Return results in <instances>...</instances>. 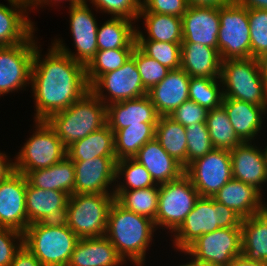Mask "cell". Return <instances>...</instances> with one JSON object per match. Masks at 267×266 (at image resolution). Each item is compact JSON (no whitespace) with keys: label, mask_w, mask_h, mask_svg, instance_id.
Masks as SVG:
<instances>
[{"label":"cell","mask_w":267,"mask_h":266,"mask_svg":"<svg viewBox=\"0 0 267 266\" xmlns=\"http://www.w3.org/2000/svg\"><path fill=\"white\" fill-rule=\"evenodd\" d=\"M49 47L45 56L41 55L40 44L34 52L30 84L34 120H46L51 114L67 109L90 90L85 66L53 44Z\"/></svg>","instance_id":"obj_1"},{"label":"cell","mask_w":267,"mask_h":266,"mask_svg":"<svg viewBox=\"0 0 267 266\" xmlns=\"http://www.w3.org/2000/svg\"><path fill=\"white\" fill-rule=\"evenodd\" d=\"M156 230L149 218L124 209L116 201L111 204L105 237L126 264L130 261L133 266H144Z\"/></svg>","instance_id":"obj_2"},{"label":"cell","mask_w":267,"mask_h":266,"mask_svg":"<svg viewBox=\"0 0 267 266\" xmlns=\"http://www.w3.org/2000/svg\"><path fill=\"white\" fill-rule=\"evenodd\" d=\"M66 148L107 124V106L89 90L67 109L46 120Z\"/></svg>","instance_id":"obj_3"},{"label":"cell","mask_w":267,"mask_h":266,"mask_svg":"<svg viewBox=\"0 0 267 266\" xmlns=\"http://www.w3.org/2000/svg\"><path fill=\"white\" fill-rule=\"evenodd\" d=\"M242 217L211 197H199L184 222L171 235L176 252L185 251L201 235L221 228H241Z\"/></svg>","instance_id":"obj_4"},{"label":"cell","mask_w":267,"mask_h":266,"mask_svg":"<svg viewBox=\"0 0 267 266\" xmlns=\"http://www.w3.org/2000/svg\"><path fill=\"white\" fill-rule=\"evenodd\" d=\"M79 237L64 221L30 224L23 245L43 266H67Z\"/></svg>","instance_id":"obj_5"},{"label":"cell","mask_w":267,"mask_h":266,"mask_svg":"<svg viewBox=\"0 0 267 266\" xmlns=\"http://www.w3.org/2000/svg\"><path fill=\"white\" fill-rule=\"evenodd\" d=\"M220 80L223 98H233L267 107V84L257 58L221 61Z\"/></svg>","instance_id":"obj_6"},{"label":"cell","mask_w":267,"mask_h":266,"mask_svg":"<svg viewBox=\"0 0 267 266\" xmlns=\"http://www.w3.org/2000/svg\"><path fill=\"white\" fill-rule=\"evenodd\" d=\"M114 194H72L64 222L79 238L103 237Z\"/></svg>","instance_id":"obj_7"},{"label":"cell","mask_w":267,"mask_h":266,"mask_svg":"<svg viewBox=\"0 0 267 266\" xmlns=\"http://www.w3.org/2000/svg\"><path fill=\"white\" fill-rule=\"evenodd\" d=\"M33 134L26 140L15 159V171L45 169L67 156V148L45 120H34Z\"/></svg>","instance_id":"obj_8"},{"label":"cell","mask_w":267,"mask_h":266,"mask_svg":"<svg viewBox=\"0 0 267 266\" xmlns=\"http://www.w3.org/2000/svg\"><path fill=\"white\" fill-rule=\"evenodd\" d=\"M200 195L190 178L183 173L178 179L159 185L155 226L174 233L192 211Z\"/></svg>","instance_id":"obj_9"},{"label":"cell","mask_w":267,"mask_h":266,"mask_svg":"<svg viewBox=\"0 0 267 266\" xmlns=\"http://www.w3.org/2000/svg\"><path fill=\"white\" fill-rule=\"evenodd\" d=\"M218 52L221 61L251 58L248 9L233 0L219 8Z\"/></svg>","instance_id":"obj_10"},{"label":"cell","mask_w":267,"mask_h":266,"mask_svg":"<svg viewBox=\"0 0 267 266\" xmlns=\"http://www.w3.org/2000/svg\"><path fill=\"white\" fill-rule=\"evenodd\" d=\"M89 8L85 0H81L75 5L69 6V25L71 36L73 38L75 52L59 38L52 41L53 45L63 53L70 56L74 61L84 65L85 67L94 58L98 51L97 46V28L98 23L94 17V13Z\"/></svg>","instance_id":"obj_11"},{"label":"cell","mask_w":267,"mask_h":266,"mask_svg":"<svg viewBox=\"0 0 267 266\" xmlns=\"http://www.w3.org/2000/svg\"><path fill=\"white\" fill-rule=\"evenodd\" d=\"M38 44L33 33L25 42L0 46V97L30 86L34 52Z\"/></svg>","instance_id":"obj_12"},{"label":"cell","mask_w":267,"mask_h":266,"mask_svg":"<svg viewBox=\"0 0 267 266\" xmlns=\"http://www.w3.org/2000/svg\"><path fill=\"white\" fill-rule=\"evenodd\" d=\"M184 173L190 178L200 197H211L233 178L229 150L214 148L191 162Z\"/></svg>","instance_id":"obj_13"},{"label":"cell","mask_w":267,"mask_h":266,"mask_svg":"<svg viewBox=\"0 0 267 266\" xmlns=\"http://www.w3.org/2000/svg\"><path fill=\"white\" fill-rule=\"evenodd\" d=\"M181 253L200 263L229 266L242 254L241 228H221L203 234Z\"/></svg>","instance_id":"obj_14"},{"label":"cell","mask_w":267,"mask_h":266,"mask_svg":"<svg viewBox=\"0 0 267 266\" xmlns=\"http://www.w3.org/2000/svg\"><path fill=\"white\" fill-rule=\"evenodd\" d=\"M90 90L107 106L115 102L136 99L148 95L131 56L119 69L101 75Z\"/></svg>","instance_id":"obj_15"},{"label":"cell","mask_w":267,"mask_h":266,"mask_svg":"<svg viewBox=\"0 0 267 266\" xmlns=\"http://www.w3.org/2000/svg\"><path fill=\"white\" fill-rule=\"evenodd\" d=\"M116 161V157H94L86 161H73L75 194H114Z\"/></svg>","instance_id":"obj_16"},{"label":"cell","mask_w":267,"mask_h":266,"mask_svg":"<svg viewBox=\"0 0 267 266\" xmlns=\"http://www.w3.org/2000/svg\"><path fill=\"white\" fill-rule=\"evenodd\" d=\"M26 176L15 171L0 182V227L24 232L29 226L26 213Z\"/></svg>","instance_id":"obj_17"},{"label":"cell","mask_w":267,"mask_h":266,"mask_svg":"<svg viewBox=\"0 0 267 266\" xmlns=\"http://www.w3.org/2000/svg\"><path fill=\"white\" fill-rule=\"evenodd\" d=\"M182 19V43H198L218 50L219 8L188 6Z\"/></svg>","instance_id":"obj_18"},{"label":"cell","mask_w":267,"mask_h":266,"mask_svg":"<svg viewBox=\"0 0 267 266\" xmlns=\"http://www.w3.org/2000/svg\"><path fill=\"white\" fill-rule=\"evenodd\" d=\"M256 144L243 142L229 151L232 176L265 194L262 185L267 182V163L262 146L258 147Z\"/></svg>","instance_id":"obj_19"},{"label":"cell","mask_w":267,"mask_h":266,"mask_svg":"<svg viewBox=\"0 0 267 266\" xmlns=\"http://www.w3.org/2000/svg\"><path fill=\"white\" fill-rule=\"evenodd\" d=\"M69 195L26 185V213L30 224L64 221Z\"/></svg>","instance_id":"obj_20"},{"label":"cell","mask_w":267,"mask_h":266,"mask_svg":"<svg viewBox=\"0 0 267 266\" xmlns=\"http://www.w3.org/2000/svg\"><path fill=\"white\" fill-rule=\"evenodd\" d=\"M190 76L181 68L170 70L167 76L149 91L159 116H169L183 102L189 100Z\"/></svg>","instance_id":"obj_21"},{"label":"cell","mask_w":267,"mask_h":266,"mask_svg":"<svg viewBox=\"0 0 267 266\" xmlns=\"http://www.w3.org/2000/svg\"><path fill=\"white\" fill-rule=\"evenodd\" d=\"M0 3V46H13L25 42L36 28L29 18L26 0H7Z\"/></svg>","instance_id":"obj_22"},{"label":"cell","mask_w":267,"mask_h":266,"mask_svg":"<svg viewBox=\"0 0 267 266\" xmlns=\"http://www.w3.org/2000/svg\"><path fill=\"white\" fill-rule=\"evenodd\" d=\"M264 195L255 187L232 178L213 197L233 209L242 218H248L267 208Z\"/></svg>","instance_id":"obj_23"},{"label":"cell","mask_w":267,"mask_h":266,"mask_svg":"<svg viewBox=\"0 0 267 266\" xmlns=\"http://www.w3.org/2000/svg\"><path fill=\"white\" fill-rule=\"evenodd\" d=\"M159 115L148 95L107 105V124L113 133L141 123H157Z\"/></svg>","instance_id":"obj_24"},{"label":"cell","mask_w":267,"mask_h":266,"mask_svg":"<svg viewBox=\"0 0 267 266\" xmlns=\"http://www.w3.org/2000/svg\"><path fill=\"white\" fill-rule=\"evenodd\" d=\"M222 106L237 136L243 142H253V140L255 142L258 133L264 129L262 126L266 118L264 116L267 114V107L256 106L233 98H223Z\"/></svg>","instance_id":"obj_25"},{"label":"cell","mask_w":267,"mask_h":266,"mask_svg":"<svg viewBox=\"0 0 267 266\" xmlns=\"http://www.w3.org/2000/svg\"><path fill=\"white\" fill-rule=\"evenodd\" d=\"M133 159L142 164L158 185L178 179L183 173V166L171 157L154 138L146 142Z\"/></svg>","instance_id":"obj_26"},{"label":"cell","mask_w":267,"mask_h":266,"mask_svg":"<svg viewBox=\"0 0 267 266\" xmlns=\"http://www.w3.org/2000/svg\"><path fill=\"white\" fill-rule=\"evenodd\" d=\"M125 261L105 237L79 238L67 266H122Z\"/></svg>","instance_id":"obj_27"},{"label":"cell","mask_w":267,"mask_h":266,"mask_svg":"<svg viewBox=\"0 0 267 266\" xmlns=\"http://www.w3.org/2000/svg\"><path fill=\"white\" fill-rule=\"evenodd\" d=\"M181 69L190 77L220 78L221 58L216 48L181 43Z\"/></svg>","instance_id":"obj_28"},{"label":"cell","mask_w":267,"mask_h":266,"mask_svg":"<svg viewBox=\"0 0 267 266\" xmlns=\"http://www.w3.org/2000/svg\"><path fill=\"white\" fill-rule=\"evenodd\" d=\"M25 176L31 186L62 191L69 196L75 194V167L68 156L48 168L29 171Z\"/></svg>","instance_id":"obj_29"},{"label":"cell","mask_w":267,"mask_h":266,"mask_svg":"<svg viewBox=\"0 0 267 266\" xmlns=\"http://www.w3.org/2000/svg\"><path fill=\"white\" fill-rule=\"evenodd\" d=\"M143 19L147 35L136 27V40L182 43V19L178 16L140 12L137 20Z\"/></svg>","instance_id":"obj_30"},{"label":"cell","mask_w":267,"mask_h":266,"mask_svg":"<svg viewBox=\"0 0 267 266\" xmlns=\"http://www.w3.org/2000/svg\"><path fill=\"white\" fill-rule=\"evenodd\" d=\"M242 254L248 259L267 262V208L241 223Z\"/></svg>","instance_id":"obj_31"},{"label":"cell","mask_w":267,"mask_h":266,"mask_svg":"<svg viewBox=\"0 0 267 266\" xmlns=\"http://www.w3.org/2000/svg\"><path fill=\"white\" fill-rule=\"evenodd\" d=\"M72 161H86L94 157H116L114 133L106 124L67 148Z\"/></svg>","instance_id":"obj_32"},{"label":"cell","mask_w":267,"mask_h":266,"mask_svg":"<svg viewBox=\"0 0 267 266\" xmlns=\"http://www.w3.org/2000/svg\"><path fill=\"white\" fill-rule=\"evenodd\" d=\"M124 17H110L97 28L98 50L134 49L136 25Z\"/></svg>","instance_id":"obj_33"},{"label":"cell","mask_w":267,"mask_h":266,"mask_svg":"<svg viewBox=\"0 0 267 266\" xmlns=\"http://www.w3.org/2000/svg\"><path fill=\"white\" fill-rule=\"evenodd\" d=\"M155 138L184 169L187 167V136L183 125L169 116H159L155 127Z\"/></svg>","instance_id":"obj_34"},{"label":"cell","mask_w":267,"mask_h":266,"mask_svg":"<svg viewBox=\"0 0 267 266\" xmlns=\"http://www.w3.org/2000/svg\"><path fill=\"white\" fill-rule=\"evenodd\" d=\"M157 123H141L119 129L114 133L116 160L133 158L139 149L155 138Z\"/></svg>","instance_id":"obj_35"},{"label":"cell","mask_w":267,"mask_h":266,"mask_svg":"<svg viewBox=\"0 0 267 266\" xmlns=\"http://www.w3.org/2000/svg\"><path fill=\"white\" fill-rule=\"evenodd\" d=\"M115 201L128 211L154 221L159 198V185L129 191H114Z\"/></svg>","instance_id":"obj_36"},{"label":"cell","mask_w":267,"mask_h":266,"mask_svg":"<svg viewBox=\"0 0 267 266\" xmlns=\"http://www.w3.org/2000/svg\"><path fill=\"white\" fill-rule=\"evenodd\" d=\"M206 124L214 148L232 150L243 141L237 136L225 108L208 110Z\"/></svg>","instance_id":"obj_37"},{"label":"cell","mask_w":267,"mask_h":266,"mask_svg":"<svg viewBox=\"0 0 267 266\" xmlns=\"http://www.w3.org/2000/svg\"><path fill=\"white\" fill-rule=\"evenodd\" d=\"M116 182L115 191H129L157 185L148 170L133 158L116 161Z\"/></svg>","instance_id":"obj_38"},{"label":"cell","mask_w":267,"mask_h":266,"mask_svg":"<svg viewBox=\"0 0 267 266\" xmlns=\"http://www.w3.org/2000/svg\"><path fill=\"white\" fill-rule=\"evenodd\" d=\"M189 100L211 110L222 105L223 88L220 78L190 77Z\"/></svg>","instance_id":"obj_39"},{"label":"cell","mask_w":267,"mask_h":266,"mask_svg":"<svg viewBox=\"0 0 267 266\" xmlns=\"http://www.w3.org/2000/svg\"><path fill=\"white\" fill-rule=\"evenodd\" d=\"M134 49L98 50L85 67L86 77L91 86L101 75L119 69L131 57Z\"/></svg>","instance_id":"obj_40"},{"label":"cell","mask_w":267,"mask_h":266,"mask_svg":"<svg viewBox=\"0 0 267 266\" xmlns=\"http://www.w3.org/2000/svg\"><path fill=\"white\" fill-rule=\"evenodd\" d=\"M136 46L170 70L179 69L181 66V43L136 40Z\"/></svg>","instance_id":"obj_41"},{"label":"cell","mask_w":267,"mask_h":266,"mask_svg":"<svg viewBox=\"0 0 267 266\" xmlns=\"http://www.w3.org/2000/svg\"><path fill=\"white\" fill-rule=\"evenodd\" d=\"M187 136V166L214 149L206 122L185 127Z\"/></svg>","instance_id":"obj_42"},{"label":"cell","mask_w":267,"mask_h":266,"mask_svg":"<svg viewBox=\"0 0 267 266\" xmlns=\"http://www.w3.org/2000/svg\"><path fill=\"white\" fill-rule=\"evenodd\" d=\"M131 56L135 59L143 86L148 91L161 82L170 71L157 60L144 54L137 46H135Z\"/></svg>","instance_id":"obj_43"},{"label":"cell","mask_w":267,"mask_h":266,"mask_svg":"<svg viewBox=\"0 0 267 266\" xmlns=\"http://www.w3.org/2000/svg\"><path fill=\"white\" fill-rule=\"evenodd\" d=\"M251 57L257 58L267 51V10L248 9Z\"/></svg>","instance_id":"obj_44"},{"label":"cell","mask_w":267,"mask_h":266,"mask_svg":"<svg viewBox=\"0 0 267 266\" xmlns=\"http://www.w3.org/2000/svg\"><path fill=\"white\" fill-rule=\"evenodd\" d=\"M90 2L96 12H104L111 17H124L134 22L142 8V0H85Z\"/></svg>","instance_id":"obj_45"},{"label":"cell","mask_w":267,"mask_h":266,"mask_svg":"<svg viewBox=\"0 0 267 266\" xmlns=\"http://www.w3.org/2000/svg\"><path fill=\"white\" fill-rule=\"evenodd\" d=\"M23 246V233L0 227V266H10L15 254Z\"/></svg>","instance_id":"obj_46"},{"label":"cell","mask_w":267,"mask_h":266,"mask_svg":"<svg viewBox=\"0 0 267 266\" xmlns=\"http://www.w3.org/2000/svg\"><path fill=\"white\" fill-rule=\"evenodd\" d=\"M208 110L194 101L187 100L176 108L169 117L184 127L192 123L206 122Z\"/></svg>","instance_id":"obj_47"},{"label":"cell","mask_w":267,"mask_h":266,"mask_svg":"<svg viewBox=\"0 0 267 266\" xmlns=\"http://www.w3.org/2000/svg\"><path fill=\"white\" fill-rule=\"evenodd\" d=\"M187 8L186 0H142L140 12H154L182 17Z\"/></svg>","instance_id":"obj_48"},{"label":"cell","mask_w":267,"mask_h":266,"mask_svg":"<svg viewBox=\"0 0 267 266\" xmlns=\"http://www.w3.org/2000/svg\"><path fill=\"white\" fill-rule=\"evenodd\" d=\"M10 266H43L42 263L23 245L15 254Z\"/></svg>","instance_id":"obj_49"},{"label":"cell","mask_w":267,"mask_h":266,"mask_svg":"<svg viewBox=\"0 0 267 266\" xmlns=\"http://www.w3.org/2000/svg\"><path fill=\"white\" fill-rule=\"evenodd\" d=\"M14 172L15 162H13L7 153L0 151V182L6 180Z\"/></svg>","instance_id":"obj_50"},{"label":"cell","mask_w":267,"mask_h":266,"mask_svg":"<svg viewBox=\"0 0 267 266\" xmlns=\"http://www.w3.org/2000/svg\"><path fill=\"white\" fill-rule=\"evenodd\" d=\"M26 1L28 4L29 12H31L33 9L37 10L39 8H43L44 5H45L44 7H48L49 5H50V7H52V5L55 4L54 6L57 7V4L59 5L60 2H63V1L67 2L68 1L69 6H71V5H75V4L79 3L81 0H26ZM46 5H48V6H46Z\"/></svg>","instance_id":"obj_51"},{"label":"cell","mask_w":267,"mask_h":266,"mask_svg":"<svg viewBox=\"0 0 267 266\" xmlns=\"http://www.w3.org/2000/svg\"><path fill=\"white\" fill-rule=\"evenodd\" d=\"M232 0H186L188 6H203L220 8L229 4Z\"/></svg>","instance_id":"obj_52"},{"label":"cell","mask_w":267,"mask_h":266,"mask_svg":"<svg viewBox=\"0 0 267 266\" xmlns=\"http://www.w3.org/2000/svg\"><path fill=\"white\" fill-rule=\"evenodd\" d=\"M229 266H267V262L250 260L245 255L241 254L236 256Z\"/></svg>","instance_id":"obj_53"},{"label":"cell","mask_w":267,"mask_h":266,"mask_svg":"<svg viewBox=\"0 0 267 266\" xmlns=\"http://www.w3.org/2000/svg\"><path fill=\"white\" fill-rule=\"evenodd\" d=\"M233 1L247 9L267 10V0H233Z\"/></svg>","instance_id":"obj_54"},{"label":"cell","mask_w":267,"mask_h":266,"mask_svg":"<svg viewBox=\"0 0 267 266\" xmlns=\"http://www.w3.org/2000/svg\"><path fill=\"white\" fill-rule=\"evenodd\" d=\"M261 75L267 84V51L257 57Z\"/></svg>","instance_id":"obj_55"},{"label":"cell","mask_w":267,"mask_h":266,"mask_svg":"<svg viewBox=\"0 0 267 266\" xmlns=\"http://www.w3.org/2000/svg\"><path fill=\"white\" fill-rule=\"evenodd\" d=\"M189 259H191L189 260V262L186 263L183 262V264L181 263V265L179 264V266H201V263L194 260L192 257L189 256Z\"/></svg>","instance_id":"obj_56"},{"label":"cell","mask_w":267,"mask_h":266,"mask_svg":"<svg viewBox=\"0 0 267 266\" xmlns=\"http://www.w3.org/2000/svg\"><path fill=\"white\" fill-rule=\"evenodd\" d=\"M201 266H223V265H215V264L201 263Z\"/></svg>","instance_id":"obj_57"},{"label":"cell","mask_w":267,"mask_h":266,"mask_svg":"<svg viewBox=\"0 0 267 266\" xmlns=\"http://www.w3.org/2000/svg\"><path fill=\"white\" fill-rule=\"evenodd\" d=\"M266 147L263 149L264 151V155H265V159H266V163H267V145H265Z\"/></svg>","instance_id":"obj_58"}]
</instances>
